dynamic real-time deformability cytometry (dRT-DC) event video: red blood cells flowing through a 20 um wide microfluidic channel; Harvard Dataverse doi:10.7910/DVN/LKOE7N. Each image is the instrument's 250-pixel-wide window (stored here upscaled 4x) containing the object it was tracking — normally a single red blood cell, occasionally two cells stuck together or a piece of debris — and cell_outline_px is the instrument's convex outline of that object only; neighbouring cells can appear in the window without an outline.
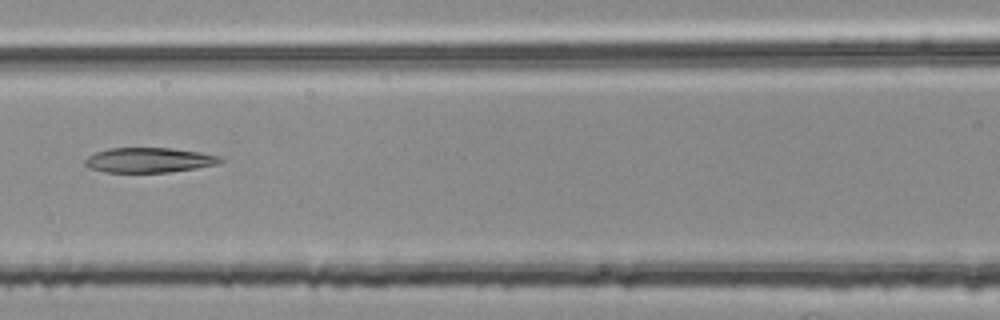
{"species": "common noctule bat (a hibernating species)", "species_latin": "Nyctalus noctula", "temperature_condition": "room temperature", "stored_images_in_passage": 5, "camera_frame_rate_fps": 3000, "um_per_image_px": 0.085, "animal": {"sex": "female", "body_mass_g": 25.1}, "frame": {"image": 1, "passage_image": 5, "time_ms": 1.333, "image_size_px": [1000, 320], "cell_outline_px": [[224, 160], [220, 164], [196, 168], [168, 172], [104, 172], [88, 168], [84, 164], [84, 160], [88, 156], [96, 152], [108, 148], [172, 148], [200, 152], [220, 156]], "centroid_in_image_um": [12.67, 13.61], "position_along_channel_um": 153.9, "area_um2": 19.77}}